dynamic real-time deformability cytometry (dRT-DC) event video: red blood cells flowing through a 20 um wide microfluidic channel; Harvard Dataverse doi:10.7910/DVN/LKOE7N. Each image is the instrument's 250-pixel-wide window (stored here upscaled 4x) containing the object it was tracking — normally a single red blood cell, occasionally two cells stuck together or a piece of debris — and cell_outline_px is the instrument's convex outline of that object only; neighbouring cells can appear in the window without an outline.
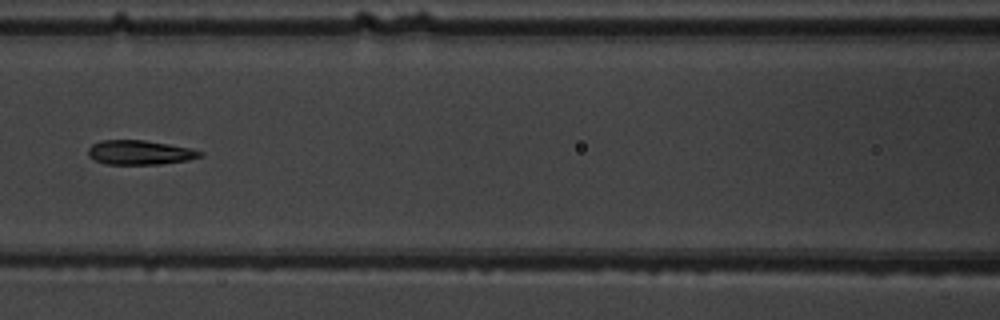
{"species": "common noctule bat (a hibernating species)", "species_latin": "Nyctalus noctula", "temperature_condition": "warm", "stored_images_in_passage": 7, "camera_frame_rate_fps": 3000, "um_per_image_px": 0.085, "animal": {"sex": "male", "body_mass_g": 19.5, "forearm_length_mm": 54.6}, "frame": {"image": 1, "passage_image": 6, "time_ms": 6.667, "image_size_px": [1000, 320], "cell_outline_px": [[204, 156], [188, 160], [160, 164], [104, 164], [88, 156], [88, 148], [92, 144], [100, 140], [144, 140], [192, 148], [204, 152]], "centroid_in_image_um": [11.9, 12.96], "position_along_channel_um": 154.7, "area_um2": 16.01}}
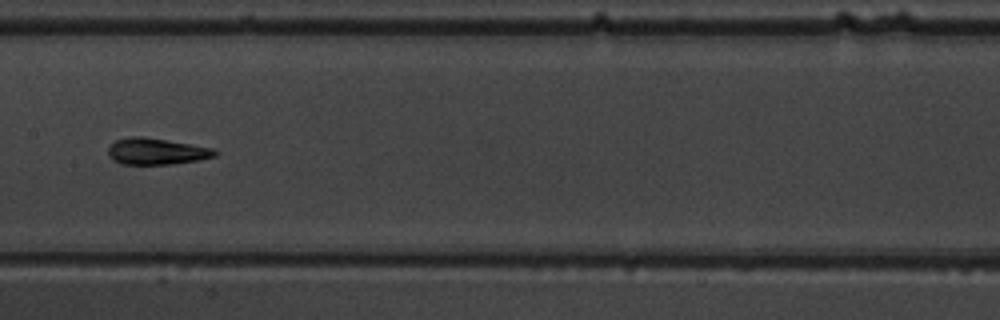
{"frame": {"image": 2, "passage_image": 7, "time_ms": 7.667, "image_size_px": [1000, 320], "cell_outline_px": [[220, 152], [216, 156], [200, 160], [172, 164], [120, 164], [112, 160], [108, 156], [108, 148], [116, 140], [132, 136], [144, 136], [212, 148]], "centroid_in_image_um": [13.3, 12.87], "position_along_channel_um": 194.1, "area_um2": 16.53}}